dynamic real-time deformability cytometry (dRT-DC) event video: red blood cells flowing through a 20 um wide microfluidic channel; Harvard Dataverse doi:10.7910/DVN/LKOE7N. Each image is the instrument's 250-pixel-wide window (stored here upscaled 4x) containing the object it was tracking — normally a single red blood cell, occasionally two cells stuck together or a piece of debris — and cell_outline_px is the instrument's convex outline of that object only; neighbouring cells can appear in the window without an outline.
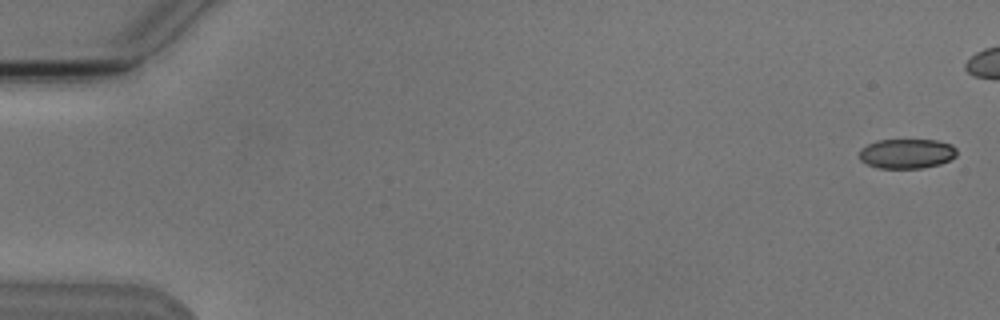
{"species": "Egyptian fruit bat (a non-hibernating species)", "species_latin": "Rousettus aegyptiacus", "temperature_condition": "cold", "stored_images_in_passage": 8, "camera_frame_rate_fps": 3000, "um_per_image_px": 0.085, "animal": {"sex": "male"}, "frame": {"image": 1, "passage_image": 1, "time_ms": 0.0, "image_size_px": [1000, 320], "cell_outline_px": [[956, 156], [940, 164], [920, 168], [880, 168], [868, 164], [860, 160], [860, 148], [876, 140], [936, 140], [952, 144], [956, 148]], "centroid_in_image_um": [77.07, 13.05], "position_along_channel_um": 7.9, "area_um2": 16.82}}
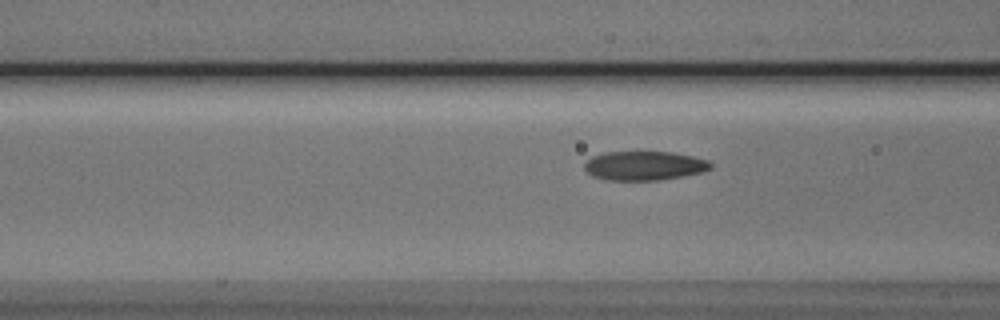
{"frame": {"image": 2, "passage_image": 8, "time_ms": 8.667, "image_size_px": [1000, 320], "cell_outline_px": [[712, 168], [704, 172], [684, 176], [660, 180], [608, 180], [592, 176], [584, 168], [584, 164], [592, 156], [604, 152], [672, 152], [692, 156], [708, 160], [712, 164]], "centroid_in_image_um": [54.79, 14.09], "position_along_channel_um": 111.8, "area_um2": 21.5}}